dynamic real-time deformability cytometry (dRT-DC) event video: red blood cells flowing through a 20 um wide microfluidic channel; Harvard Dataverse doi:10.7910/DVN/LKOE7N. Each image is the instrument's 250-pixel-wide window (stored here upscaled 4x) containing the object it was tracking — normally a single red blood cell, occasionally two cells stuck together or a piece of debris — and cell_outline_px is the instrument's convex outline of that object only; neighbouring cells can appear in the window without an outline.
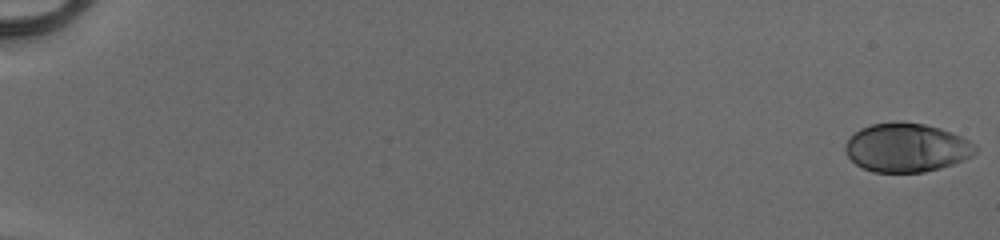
{"species": "human", "species_latin": "Homo sapiens", "temperature_condition": "cold", "stored_images_in_passage": 52, "camera_frame_rate_fps": 3000, "um_per_image_px": 0.085, "donor": {"sex": "male"}, "frame": {"image": 1, "passage_image": 1, "time_ms": 0.0, "image_size_px": [1000, 240], "cell_outline_px": [[980, 148], [972, 156], [964, 160], [940, 168], [924, 172], [872, 172], [856, 164], [844, 152], [844, 144], [860, 128], [872, 124], [896, 120], [924, 124], [940, 128], [952, 132], [976, 144]], "centroid_in_image_um": [77.07, 12.54], "position_along_channel_um": 7.9, "area_um2": 37.28}}
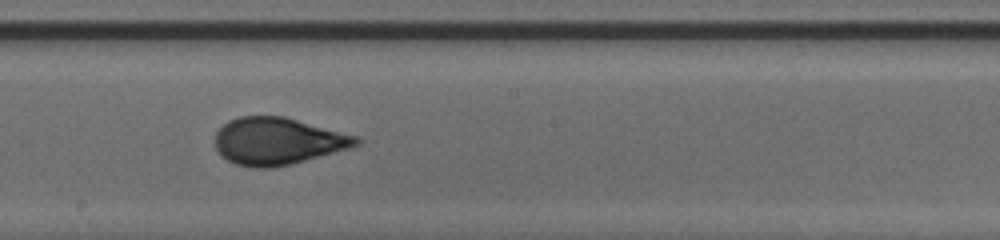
{"frame": {"image": 2, "passage_image": 32, "time_ms": 10.333, "image_size_px": [1000, 240], "cell_outline_px": [[364, 140], [360, 144], [348, 148], [292, 164], [272, 168], [252, 168], [236, 164], [220, 156], [216, 148], [216, 132], [228, 120], [240, 116], [284, 116], [360, 136]], "centroid_in_image_um": [23.63, 11.99], "position_along_channel_um": 224.6, "area_um2": 39.02}}
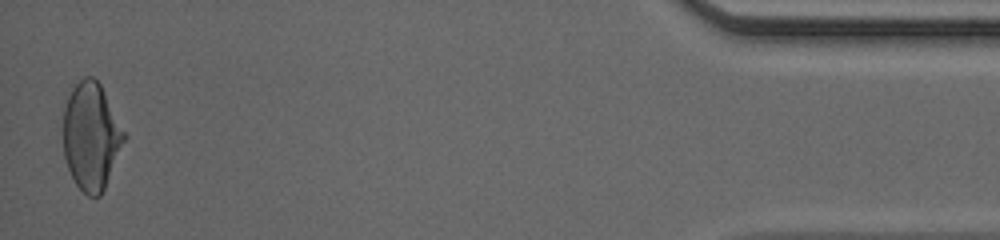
{"frame": {"image": 3, "passage_image": 52, "time_ms": 17.0, "image_size_px": [1000, 240], "cell_outline_px": [[128, 136], [104, 188], [100, 196], [88, 196], [76, 184], [68, 168], [64, 156], [64, 108], [68, 96], [72, 88], [84, 76], [92, 76], [100, 84]], "centroid_in_image_um": [7.77, 11.57], "position_along_channel_um": 427.4, "area_um2": 37.97}, "authors_computed_cell_mechanics": {"area_um2": 37.9746, "velocity_mm_per_s": 4.1395, "shape_relaxation_time_tau1_ms": 5.0616, "shape_relaxation_time_tau2_ms": null, "deformation_change_tau1": 0.1774, "deformation_change_tau2": null}}